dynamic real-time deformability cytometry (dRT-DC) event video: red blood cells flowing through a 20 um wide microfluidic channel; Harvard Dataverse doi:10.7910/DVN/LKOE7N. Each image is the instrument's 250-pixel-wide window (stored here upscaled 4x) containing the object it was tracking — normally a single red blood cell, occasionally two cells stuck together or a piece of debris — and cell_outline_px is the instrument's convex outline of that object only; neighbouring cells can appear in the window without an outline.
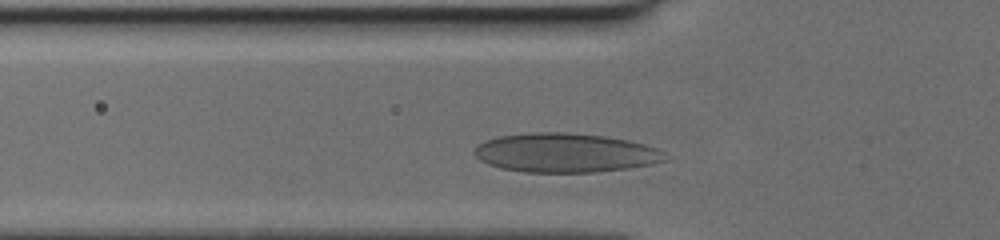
{"species": "human", "species_latin": "Homo sapiens", "temperature_condition": "cold", "stored_images_in_passage": 27, "camera_frame_rate_fps": 3000, "um_per_image_px": 0.085, "donor": {"sex": "female"}, "frame": {"image": 1, "passage_image": 5, "time_ms": 1.333, "image_size_px": [1000, 240], "cell_outline_px": [[668, 160], [652, 164], [628, 168], [596, 172], [524, 172], [500, 168], [488, 164], [480, 160], [476, 156], [476, 144], [484, 140], [500, 136], [532, 132], [564, 132], [608, 136], [628, 140], [644, 144], [656, 148], [664, 152]], "centroid_in_image_um": [48.06, 12.98], "position_along_channel_um": 77.7, "area_um2": 43.64}}
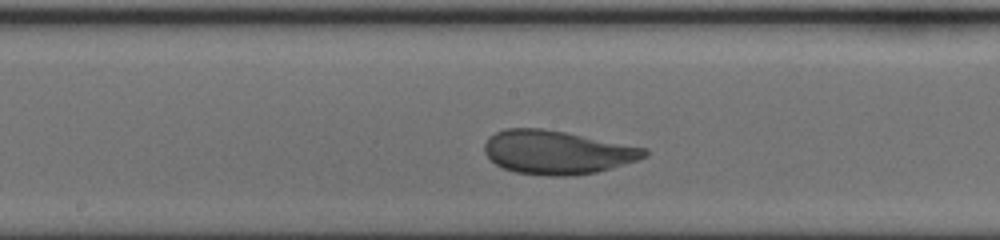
{"frame": {"image": 2, "passage_image": 14, "time_ms": 4.333, "image_size_px": [1000, 240], "cell_outline_px": [[648, 152], [644, 156], [636, 160], [596, 172], [572, 176], [544, 176], [516, 172], [504, 168], [496, 164], [484, 152], [484, 144], [488, 136], [504, 128], [540, 128], [564, 132], [644, 148]], "centroid_in_image_um": [47.27, 12.95], "position_along_channel_um": 200.9, "area_um2": 40.17}}
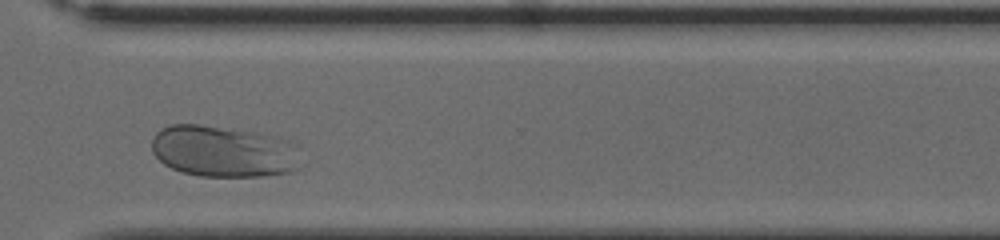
{"frame": {"image": 3, "passage_image": 25, "time_ms": 8.0, "image_size_px": [1000, 240], "cell_outline_px": [[296, 168], [292, 172], [264, 176], [200, 176], [180, 172], [164, 164], [152, 152], [152, 136], [160, 128], [172, 124], [200, 124], [256, 132], [276, 136], [284, 140]], "centroid_in_image_um": [18.78, 12.86], "position_along_channel_um": 351.8, "area_um2": 43.64}}